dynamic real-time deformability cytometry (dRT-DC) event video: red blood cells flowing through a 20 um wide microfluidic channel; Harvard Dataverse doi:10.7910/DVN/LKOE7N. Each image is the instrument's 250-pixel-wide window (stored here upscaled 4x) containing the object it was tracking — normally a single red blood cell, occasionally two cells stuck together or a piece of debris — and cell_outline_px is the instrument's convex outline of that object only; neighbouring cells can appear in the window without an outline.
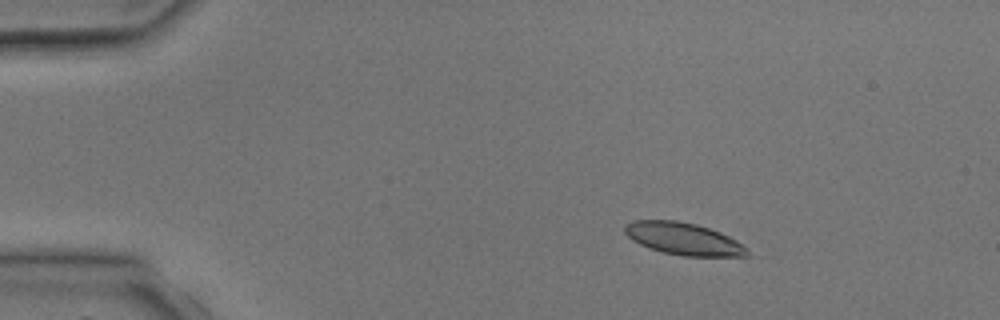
{"species": "common noctule bat (a hibernating species)", "species_latin": "Nyctalus noctula", "temperature_condition": "room temperature", "stored_images_in_passage": 2, "camera_frame_rate_fps": 3000, "um_per_image_px": 0.085, "animal": {"sex": "male", "body_mass_g": 17.9, "forearm_length_mm": 54.2}, "frame": {"image": 1, "passage_image": 1, "time_ms": 0.0, "image_size_px": [1000, 320], "cell_outline_px": [[748, 256], [680, 256], [660, 252], [648, 248], [632, 240], [624, 232], [624, 224], [632, 220], [676, 220], [696, 224], [720, 232], [736, 240], [748, 252]], "centroid_in_image_um": [58.02, 20.29], "position_along_channel_um": 27.0, "area_um2": 23.0}}